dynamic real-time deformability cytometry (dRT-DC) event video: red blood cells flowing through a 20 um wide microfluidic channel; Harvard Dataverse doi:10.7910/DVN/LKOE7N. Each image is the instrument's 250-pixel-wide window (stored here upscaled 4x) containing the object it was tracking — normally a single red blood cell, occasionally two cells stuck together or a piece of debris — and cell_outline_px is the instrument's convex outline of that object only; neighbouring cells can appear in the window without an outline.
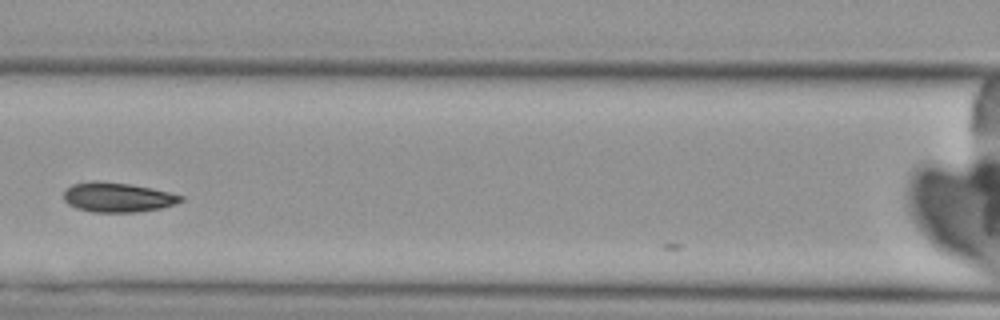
{"species": "Egyptian fruit bat (a non-hibernating species)", "species_latin": "Rousettus aegyptiacus", "temperature_condition": "cold", "stored_images_in_passage": 4, "camera_frame_rate_fps": 3000, "um_per_image_px": 0.085, "animal": {"sex": "female"}, "frame": {"image": 1, "passage_image": 4, "time_ms": 3.333, "image_size_px": [1000, 320], "cell_outline_px": [[184, 200], [176, 204], [160, 208], [136, 212], [92, 212], [76, 208], [68, 204], [64, 200], [64, 192], [72, 184], [92, 180], [100, 180], [132, 184], [152, 188], [184, 196]], "centroid_in_image_um": [9.99, 16.76], "position_along_channel_um": 156.6, "area_um2": 20.4}}